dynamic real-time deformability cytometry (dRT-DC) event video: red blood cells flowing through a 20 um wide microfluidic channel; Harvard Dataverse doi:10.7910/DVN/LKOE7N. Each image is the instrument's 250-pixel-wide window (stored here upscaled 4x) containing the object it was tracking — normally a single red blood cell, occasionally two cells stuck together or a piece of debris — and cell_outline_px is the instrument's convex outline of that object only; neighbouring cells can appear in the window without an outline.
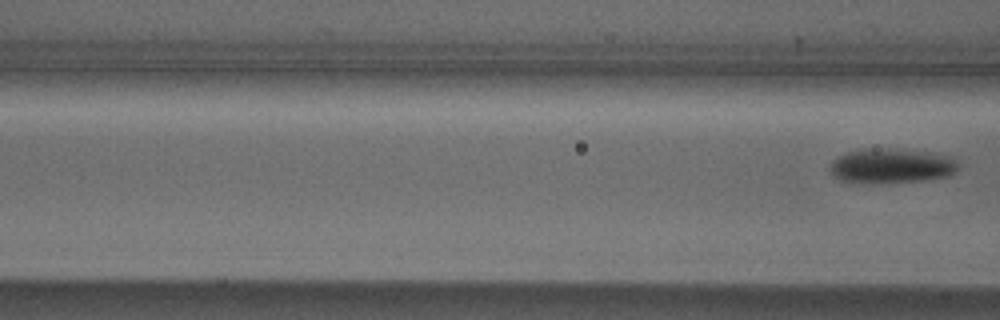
{"species": "Egyptian fruit bat (a non-hibernating species)", "species_latin": "Rousettus aegyptiacus", "temperature_condition": "cold", "stored_images_in_passage": 4, "segment_of_instrument_passage": [2, 2], "camera_frame_rate_fps": 3000, "um_per_image_px": 0.085, "animal": {"sex": "male"}, "frame": {"image": 1, "passage_image": 4, "time_ms": 4.333, "image_size_px": [1000, 320], "cell_outline_px": [[960, 168], [952, 176], [928, 180], [872, 184], [860, 184], [840, 180], [832, 176], [828, 172], [828, 168], [832, 160], [848, 152], [864, 148], [928, 152], [952, 156], [960, 164]], "centroid_in_image_um": [75.78, 14.14], "position_along_channel_um": 90.8, "area_um2": 26.59}}